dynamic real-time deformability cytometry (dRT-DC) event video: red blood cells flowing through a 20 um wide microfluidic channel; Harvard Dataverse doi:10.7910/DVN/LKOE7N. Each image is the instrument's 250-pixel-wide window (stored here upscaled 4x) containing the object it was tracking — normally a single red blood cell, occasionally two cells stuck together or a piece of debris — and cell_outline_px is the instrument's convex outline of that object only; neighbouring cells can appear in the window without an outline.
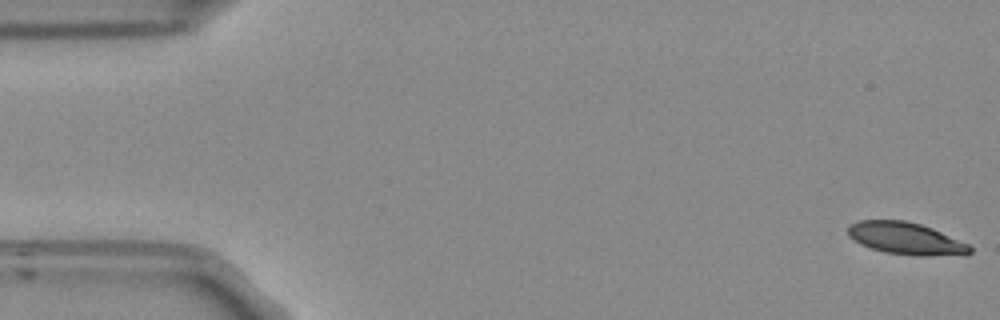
{"species": "Egyptian fruit bat (a non-hibernating species)", "species_latin": "Rousettus aegyptiacus", "temperature_condition": "room temperature", "stored_images_in_passage": 54, "camera_frame_rate_fps": 3000, "um_per_image_px": 0.085, "frame": {"image": 1, "passage_image": 1, "time_ms": 0.0, "image_size_px": [1000, 320], "cell_outline_px": [[972, 252], [964, 256], [920, 256], [884, 252], [860, 244], [848, 236], [848, 224], [856, 220], [904, 220], [920, 224], [932, 228], [968, 244], [972, 248]], "centroid_in_image_um": [77.01, 20.28], "position_along_channel_um": 8.0, "area_um2": 23.06}}
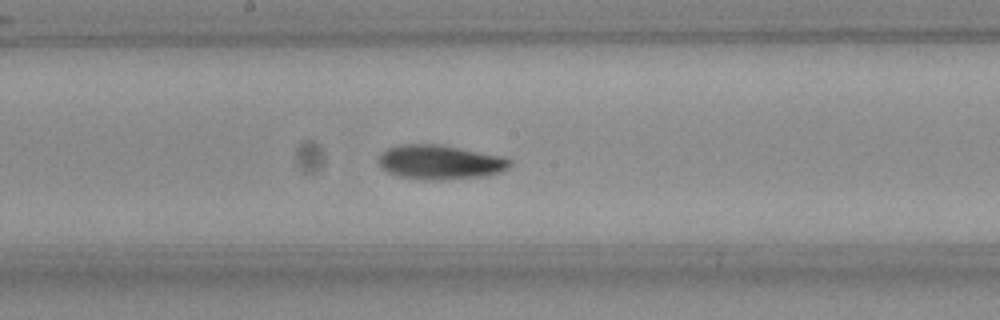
{"frame": {"image": 2, "passage_image": 28, "time_ms": 9.0, "image_size_px": [1000, 320], "cell_outline_px": [[512, 164], [508, 168], [500, 172], [488, 176], [444, 180], [424, 180], [400, 176], [388, 172], [380, 168], [380, 152], [388, 148], [400, 144], [440, 144], [504, 156], [512, 160]], "centroid_in_image_um": [37.44, 13.78], "position_along_channel_um": 210.8, "area_um2": 26.65}}
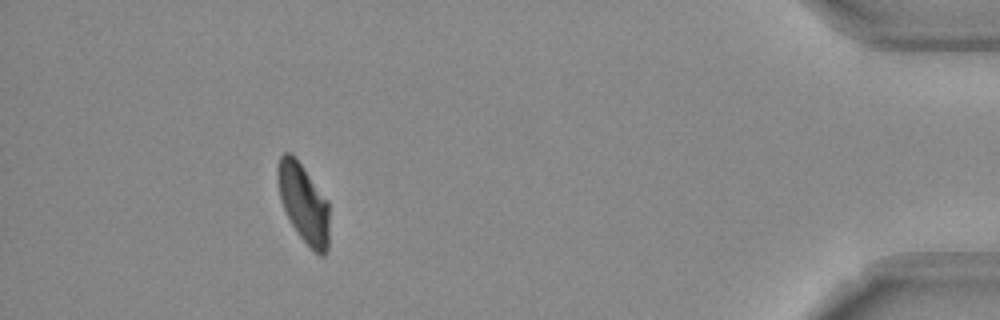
{"frame": {"image": 3, "passage_image": 49, "time_ms": 16.0, "image_size_px": [1000, 320], "cell_outline_px": [[328, 248], [324, 256], [320, 256], [300, 236], [292, 224], [284, 208], [280, 196], [276, 176], [276, 168], [280, 156], [284, 152], [292, 152], [296, 156], [328, 200]], "centroid_in_image_um": [25.79, 17.19], "position_along_channel_um": 409.4, "area_um2": 23.7}, "authors_computed_cell_mechanics": {"area_um2": 24.3338, "velocity_mm_per_s": 3.7298, "shape_relaxation_time_tau1_ms": 5.4357, "shape_relaxation_time_tau2_ms": 8.0283, "deformation_change_tau1": 0.1538, "deformation_change_tau2": 0.1424}}